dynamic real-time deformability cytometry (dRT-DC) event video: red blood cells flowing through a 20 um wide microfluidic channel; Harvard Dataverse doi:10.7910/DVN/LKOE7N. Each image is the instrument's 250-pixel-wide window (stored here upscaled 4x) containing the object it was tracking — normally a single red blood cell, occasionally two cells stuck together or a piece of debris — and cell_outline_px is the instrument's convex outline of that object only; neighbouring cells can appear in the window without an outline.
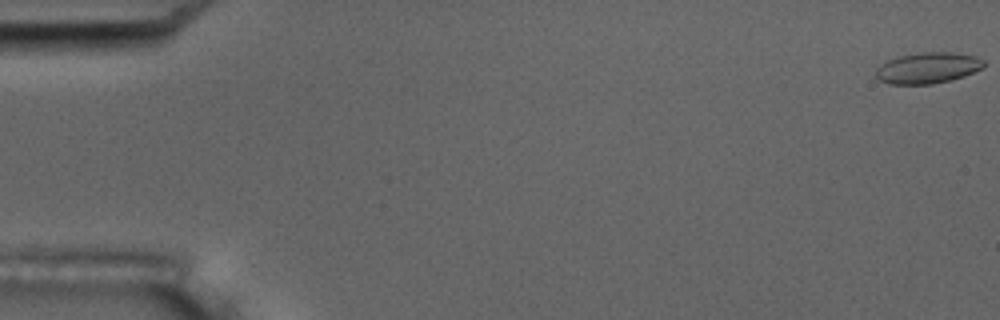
{"species": "common noctule bat (a hibernating species)", "species_latin": "Nyctalus noctula", "temperature_condition": "room temperature", "stored_images_in_passage": 6, "camera_frame_rate_fps": 3000, "um_per_image_px": 0.085, "animal": {"sex": "male", "body_mass_g": 17.5, "forearm_length_mm": 52.3}, "frame": {"image": 1, "passage_image": 1, "time_ms": 0.0, "image_size_px": [1000, 320], "cell_outline_px": [[984, 68], [964, 76], [952, 80], [932, 84], [888, 84], [880, 80], [876, 76], [876, 68], [880, 64], [888, 60], [900, 56], [924, 52], [952, 52], [976, 56], [984, 60]], "centroid_in_image_um": [78.88, 5.78], "position_along_channel_um": 6.1, "area_um2": 19.59}}